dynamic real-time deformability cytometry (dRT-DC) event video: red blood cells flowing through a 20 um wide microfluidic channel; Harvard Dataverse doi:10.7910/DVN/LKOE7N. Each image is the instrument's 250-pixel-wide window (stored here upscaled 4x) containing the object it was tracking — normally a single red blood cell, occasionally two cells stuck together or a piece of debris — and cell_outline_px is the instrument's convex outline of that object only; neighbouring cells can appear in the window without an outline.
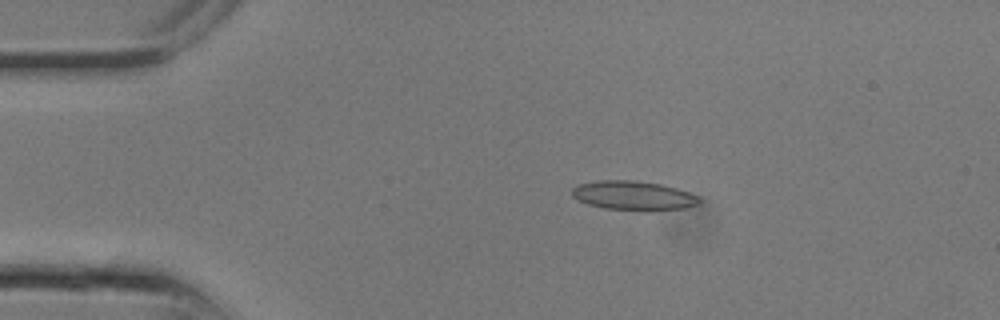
{"species": "common noctule bat (a hibernating species)", "species_latin": "Nyctalus noctula", "temperature_condition": "room temperature", "stored_images_in_passage": 10, "camera_frame_rate_fps": 3000, "um_per_image_px": 0.085, "animal": {"sex": "male", "body_mass_g": 13.3}, "frame": {"image": 1, "passage_image": 1, "time_ms": 0.0, "image_size_px": [1000, 320], "cell_outline_px": [[700, 200], [696, 204], [684, 208], [648, 212], [644, 212], [604, 208], [588, 204], [572, 196], [572, 188], [580, 184], [596, 180], [632, 180], [660, 184], [676, 188], [688, 192], [696, 196]], "centroid_in_image_um": [53.82, 16.64], "position_along_channel_um": 31.2, "area_um2": 21.73}}
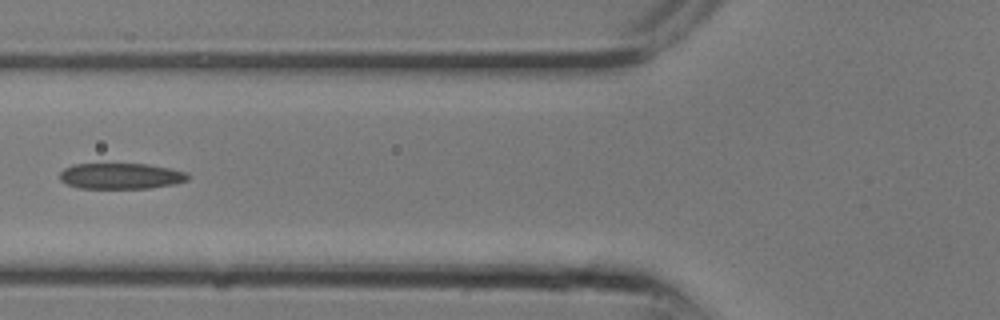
{"frame": {"image": 2, "passage_image": 6, "time_ms": 1.667, "image_size_px": [1000, 320], "cell_outline_px": [[188, 180], [172, 184], [148, 188], [80, 188], [68, 184], [60, 180], [60, 172], [64, 168], [72, 164], [148, 164], [188, 172]], "centroid_in_image_um": [10.25, 14.95], "position_along_channel_um": 115.5, "area_um2": 19.19}}
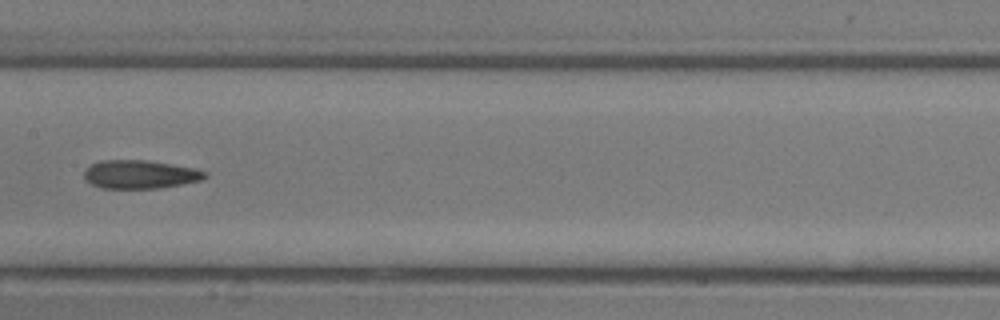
{"frame": {"image": 3, "passage_image": 9, "time_ms": 2.667, "image_size_px": [1000, 320], "cell_outline_px": [[208, 176], [200, 180], [160, 188], [100, 188], [84, 180], [84, 172], [92, 164], [100, 160], [148, 160], [196, 168], [208, 172]], "centroid_in_image_um": [11.91, 14.81], "position_along_channel_um": 195.5, "area_um2": 20.06}}